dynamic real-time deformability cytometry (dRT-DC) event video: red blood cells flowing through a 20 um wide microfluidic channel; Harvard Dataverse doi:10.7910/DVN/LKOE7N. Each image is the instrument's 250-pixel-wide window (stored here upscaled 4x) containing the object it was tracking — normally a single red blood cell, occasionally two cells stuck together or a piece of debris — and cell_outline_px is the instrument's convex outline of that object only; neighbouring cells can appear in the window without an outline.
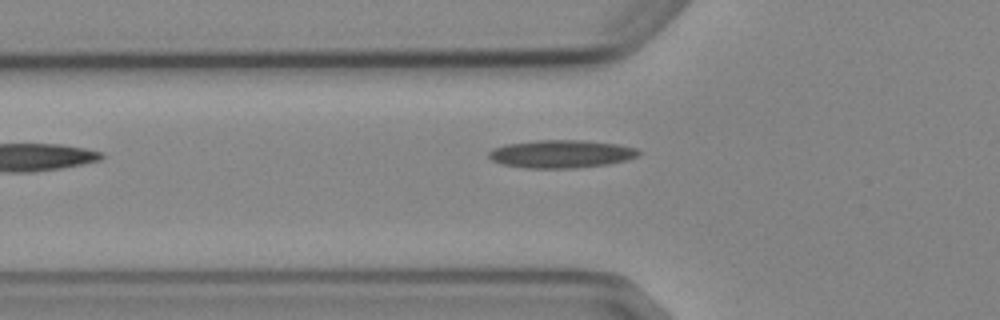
{"species": "Egyptian fruit bat (a non-hibernating species)", "species_latin": "Rousettus aegyptiacus", "temperature_condition": "cold", "stored_images_in_passage": 6, "camera_frame_rate_fps": 3000, "um_per_image_px": 0.085, "animal": {"sex": "female"}, "frame": {"image": 1, "passage_image": 5, "time_ms": 4.667, "image_size_px": [1000, 320], "cell_outline_px": [[640, 152], [636, 156], [628, 160], [608, 164], [576, 168], [524, 168], [500, 164], [492, 160], [488, 156], [488, 152], [492, 148], [504, 144], [536, 140], [584, 140], [620, 144], [636, 148]], "centroid_in_image_um": [47.67, 13.08], "position_along_channel_um": 78.1, "area_um2": 24.68}}
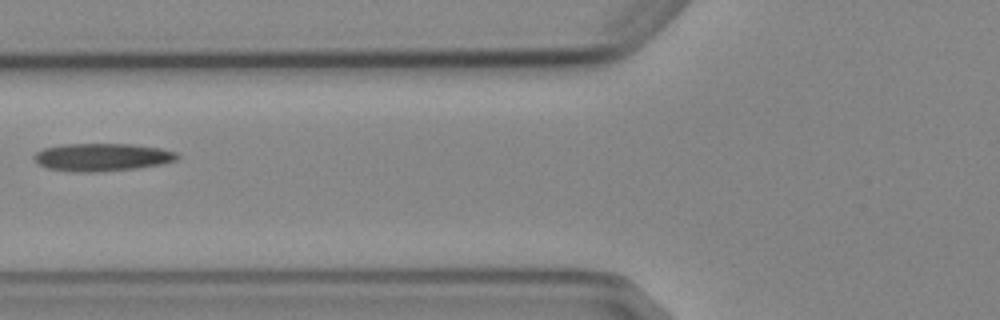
{"frame": {"image": 2, "passage_image": 6, "time_ms": 5.667, "image_size_px": [1000, 320], "cell_outline_px": [[180, 156], [176, 160], [164, 164], [136, 168], [92, 172], [72, 172], [48, 168], [36, 164], [32, 156], [36, 152], [44, 148], [64, 144], [132, 144], [160, 148], [176, 152]], "centroid_in_image_um": [8.66, 13.36], "position_along_channel_um": 117.1, "area_um2": 23.29}}